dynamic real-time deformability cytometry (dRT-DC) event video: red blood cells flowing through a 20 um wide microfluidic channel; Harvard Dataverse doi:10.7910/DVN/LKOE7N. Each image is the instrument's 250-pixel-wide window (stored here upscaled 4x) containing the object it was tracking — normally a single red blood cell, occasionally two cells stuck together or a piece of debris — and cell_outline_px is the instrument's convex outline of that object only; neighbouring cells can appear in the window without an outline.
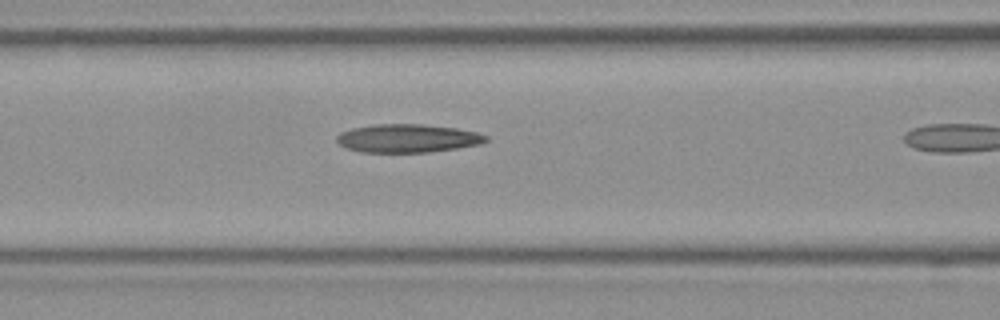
{"species": "Egyptian fruit bat (a non-hibernating species)", "species_latin": "Rousettus aegyptiacus", "temperature_condition": "room temperature", "stored_images_in_passage": 10, "camera_frame_rate_fps": 3000, "um_per_image_px": 0.085, "frame": {"image": 1, "passage_image": 9, "time_ms": 2.667, "image_size_px": [1000, 320], "cell_outline_px": [[488, 140], [480, 144], [456, 148], [428, 152], [360, 152], [348, 148], [340, 144], [336, 140], [336, 136], [340, 132], [352, 128], [376, 124], [424, 124], [456, 128], [476, 132], [488, 136]], "centroid_in_image_um": [34.64, 11.75], "position_along_channel_um": 132.0, "area_um2": 24.57}}